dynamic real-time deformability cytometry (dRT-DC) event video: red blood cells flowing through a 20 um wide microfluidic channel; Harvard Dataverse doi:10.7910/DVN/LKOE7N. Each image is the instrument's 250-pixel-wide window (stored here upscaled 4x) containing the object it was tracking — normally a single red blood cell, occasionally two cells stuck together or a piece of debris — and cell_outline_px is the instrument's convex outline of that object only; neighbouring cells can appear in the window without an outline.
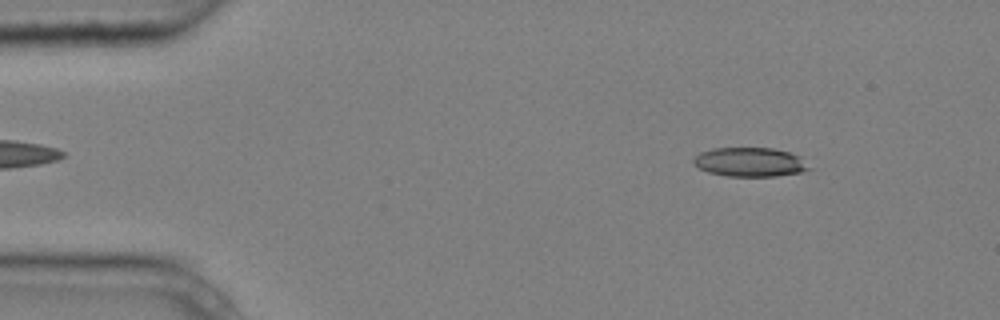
{"species": "common noctule bat (a hibernating species)", "species_latin": "Nyctalus noctula", "temperature_condition": "cold", "stored_images_in_passage": 5, "camera_frame_rate_fps": 3000, "um_per_image_px": 0.085, "animal": {"sex": "male", "body_mass_g": 20.4}, "frame": {"image": 1, "passage_image": 1, "time_ms": 0.0, "image_size_px": [1000, 320], "cell_outline_px": [[812, 168], [804, 172], [776, 176], [728, 176], [708, 172], [700, 168], [692, 160], [700, 152], [712, 148], [772, 148], [788, 152], [800, 156]], "centroid_in_image_um": [63.78, 13.78], "position_along_channel_um": 21.2, "area_um2": 19.59}}
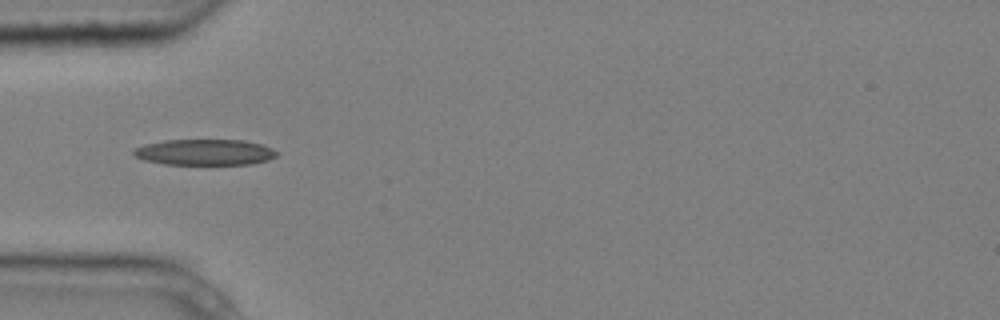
{"frame": {"image": 2, "passage_image": 3, "time_ms": 0.667, "image_size_px": [1000, 320], "cell_outline_px": [[280, 152], [276, 156], [268, 160], [252, 164], [164, 164], [144, 160], [136, 156], [132, 152], [136, 148], [144, 144], [164, 140], [244, 140], [264, 144]], "centroid_in_image_um": [17.45, 12.93], "position_along_channel_um": 67.5, "area_um2": 21.73}}
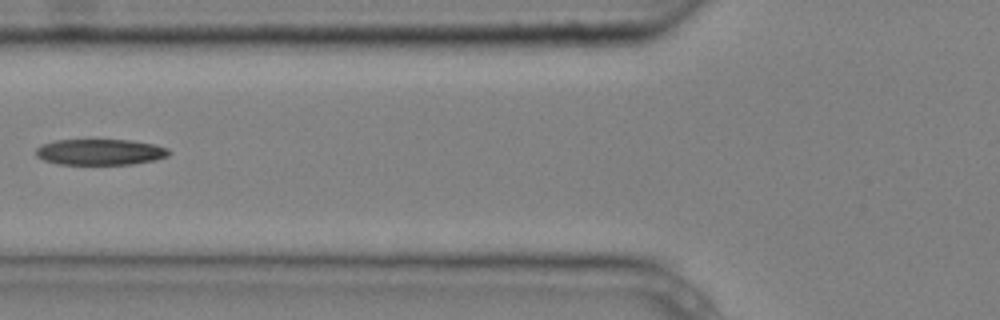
{"frame": {"image": 3, "passage_image": 4, "time_ms": 1.0, "image_size_px": [1000, 320], "cell_outline_px": [[172, 152], [168, 156], [156, 160], [132, 164], [56, 164], [44, 160], [36, 156], [36, 148], [40, 144], [56, 140], [132, 140], [152, 144], [168, 148]], "centroid_in_image_um": [8.51, 12.92], "position_along_channel_um": 117.3, "area_um2": 20.23}}